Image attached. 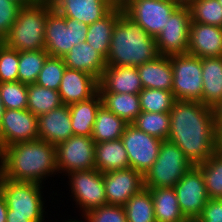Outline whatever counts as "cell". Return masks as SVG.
I'll return each mask as SVG.
<instances>
[{
    "mask_svg": "<svg viewBox=\"0 0 222 222\" xmlns=\"http://www.w3.org/2000/svg\"><path fill=\"white\" fill-rule=\"evenodd\" d=\"M168 139L197 165L205 162L221 146L214 110L200 101L176 100L170 110Z\"/></svg>",
    "mask_w": 222,
    "mask_h": 222,
    "instance_id": "cell-1",
    "label": "cell"
},
{
    "mask_svg": "<svg viewBox=\"0 0 222 222\" xmlns=\"http://www.w3.org/2000/svg\"><path fill=\"white\" fill-rule=\"evenodd\" d=\"M57 170L56 146L42 139L19 142L0 151V175L41 184Z\"/></svg>",
    "mask_w": 222,
    "mask_h": 222,
    "instance_id": "cell-2",
    "label": "cell"
},
{
    "mask_svg": "<svg viewBox=\"0 0 222 222\" xmlns=\"http://www.w3.org/2000/svg\"><path fill=\"white\" fill-rule=\"evenodd\" d=\"M157 56L155 38L123 12L114 26L107 65L138 67Z\"/></svg>",
    "mask_w": 222,
    "mask_h": 222,
    "instance_id": "cell-3",
    "label": "cell"
},
{
    "mask_svg": "<svg viewBox=\"0 0 222 222\" xmlns=\"http://www.w3.org/2000/svg\"><path fill=\"white\" fill-rule=\"evenodd\" d=\"M50 7L49 0L23 5L2 42L19 52L45 50V24Z\"/></svg>",
    "mask_w": 222,
    "mask_h": 222,
    "instance_id": "cell-4",
    "label": "cell"
},
{
    "mask_svg": "<svg viewBox=\"0 0 222 222\" xmlns=\"http://www.w3.org/2000/svg\"><path fill=\"white\" fill-rule=\"evenodd\" d=\"M193 166L176 144L163 140L156 161L143 175L144 188H172Z\"/></svg>",
    "mask_w": 222,
    "mask_h": 222,
    "instance_id": "cell-5",
    "label": "cell"
},
{
    "mask_svg": "<svg viewBox=\"0 0 222 222\" xmlns=\"http://www.w3.org/2000/svg\"><path fill=\"white\" fill-rule=\"evenodd\" d=\"M42 184L14 181L0 175V191L7 204V215L29 217L34 222H44Z\"/></svg>",
    "mask_w": 222,
    "mask_h": 222,
    "instance_id": "cell-6",
    "label": "cell"
},
{
    "mask_svg": "<svg viewBox=\"0 0 222 222\" xmlns=\"http://www.w3.org/2000/svg\"><path fill=\"white\" fill-rule=\"evenodd\" d=\"M88 26L64 17L51 6L45 24V50L49 56L63 57L74 45L86 42Z\"/></svg>",
    "mask_w": 222,
    "mask_h": 222,
    "instance_id": "cell-7",
    "label": "cell"
},
{
    "mask_svg": "<svg viewBox=\"0 0 222 222\" xmlns=\"http://www.w3.org/2000/svg\"><path fill=\"white\" fill-rule=\"evenodd\" d=\"M173 70L172 92L176 100L202 103L201 58L189 53L170 56Z\"/></svg>",
    "mask_w": 222,
    "mask_h": 222,
    "instance_id": "cell-8",
    "label": "cell"
},
{
    "mask_svg": "<svg viewBox=\"0 0 222 222\" xmlns=\"http://www.w3.org/2000/svg\"><path fill=\"white\" fill-rule=\"evenodd\" d=\"M116 5L121 6L128 17L154 38L178 8L171 0H116Z\"/></svg>",
    "mask_w": 222,
    "mask_h": 222,
    "instance_id": "cell-9",
    "label": "cell"
},
{
    "mask_svg": "<svg viewBox=\"0 0 222 222\" xmlns=\"http://www.w3.org/2000/svg\"><path fill=\"white\" fill-rule=\"evenodd\" d=\"M70 178L71 193L82 210L87 212L107 205L103 173L95 169L78 170L67 174Z\"/></svg>",
    "mask_w": 222,
    "mask_h": 222,
    "instance_id": "cell-10",
    "label": "cell"
},
{
    "mask_svg": "<svg viewBox=\"0 0 222 222\" xmlns=\"http://www.w3.org/2000/svg\"><path fill=\"white\" fill-rule=\"evenodd\" d=\"M121 141L128 154L129 167L144 175L156 161L162 140L128 124Z\"/></svg>",
    "mask_w": 222,
    "mask_h": 222,
    "instance_id": "cell-11",
    "label": "cell"
},
{
    "mask_svg": "<svg viewBox=\"0 0 222 222\" xmlns=\"http://www.w3.org/2000/svg\"><path fill=\"white\" fill-rule=\"evenodd\" d=\"M95 145L96 143L91 137L79 135H72L67 140L57 144L58 173L62 171L67 174L78 170L95 169Z\"/></svg>",
    "mask_w": 222,
    "mask_h": 222,
    "instance_id": "cell-12",
    "label": "cell"
},
{
    "mask_svg": "<svg viewBox=\"0 0 222 222\" xmlns=\"http://www.w3.org/2000/svg\"><path fill=\"white\" fill-rule=\"evenodd\" d=\"M189 8L178 7L168 18L155 41L159 55L173 56L188 52L191 25Z\"/></svg>",
    "mask_w": 222,
    "mask_h": 222,
    "instance_id": "cell-13",
    "label": "cell"
},
{
    "mask_svg": "<svg viewBox=\"0 0 222 222\" xmlns=\"http://www.w3.org/2000/svg\"><path fill=\"white\" fill-rule=\"evenodd\" d=\"M173 188L183 215L194 222L209 200L201 171L194 165Z\"/></svg>",
    "mask_w": 222,
    "mask_h": 222,
    "instance_id": "cell-14",
    "label": "cell"
},
{
    "mask_svg": "<svg viewBox=\"0 0 222 222\" xmlns=\"http://www.w3.org/2000/svg\"><path fill=\"white\" fill-rule=\"evenodd\" d=\"M36 139H39L36 115L27 109H5L0 122V151Z\"/></svg>",
    "mask_w": 222,
    "mask_h": 222,
    "instance_id": "cell-15",
    "label": "cell"
},
{
    "mask_svg": "<svg viewBox=\"0 0 222 222\" xmlns=\"http://www.w3.org/2000/svg\"><path fill=\"white\" fill-rule=\"evenodd\" d=\"M103 181L109 205L124 206L131 196L144 188L143 174L130 167L104 173Z\"/></svg>",
    "mask_w": 222,
    "mask_h": 222,
    "instance_id": "cell-16",
    "label": "cell"
},
{
    "mask_svg": "<svg viewBox=\"0 0 222 222\" xmlns=\"http://www.w3.org/2000/svg\"><path fill=\"white\" fill-rule=\"evenodd\" d=\"M52 8L67 18L85 24H93L106 16L116 0H49Z\"/></svg>",
    "mask_w": 222,
    "mask_h": 222,
    "instance_id": "cell-17",
    "label": "cell"
},
{
    "mask_svg": "<svg viewBox=\"0 0 222 222\" xmlns=\"http://www.w3.org/2000/svg\"><path fill=\"white\" fill-rule=\"evenodd\" d=\"M99 93L139 94L143 89L137 67L106 65L99 81Z\"/></svg>",
    "mask_w": 222,
    "mask_h": 222,
    "instance_id": "cell-18",
    "label": "cell"
},
{
    "mask_svg": "<svg viewBox=\"0 0 222 222\" xmlns=\"http://www.w3.org/2000/svg\"><path fill=\"white\" fill-rule=\"evenodd\" d=\"M98 86L94 76L66 68L58 92L62 103L70 105L93 97L98 92Z\"/></svg>",
    "mask_w": 222,
    "mask_h": 222,
    "instance_id": "cell-19",
    "label": "cell"
},
{
    "mask_svg": "<svg viewBox=\"0 0 222 222\" xmlns=\"http://www.w3.org/2000/svg\"><path fill=\"white\" fill-rule=\"evenodd\" d=\"M187 53L199 58L222 57V27L191 22Z\"/></svg>",
    "mask_w": 222,
    "mask_h": 222,
    "instance_id": "cell-20",
    "label": "cell"
},
{
    "mask_svg": "<svg viewBox=\"0 0 222 222\" xmlns=\"http://www.w3.org/2000/svg\"><path fill=\"white\" fill-rule=\"evenodd\" d=\"M39 139L57 145L73 135L68 105H61L54 110L37 117Z\"/></svg>",
    "mask_w": 222,
    "mask_h": 222,
    "instance_id": "cell-21",
    "label": "cell"
},
{
    "mask_svg": "<svg viewBox=\"0 0 222 222\" xmlns=\"http://www.w3.org/2000/svg\"><path fill=\"white\" fill-rule=\"evenodd\" d=\"M66 68L86 72L98 81L106 68V58L87 42H81L63 56Z\"/></svg>",
    "mask_w": 222,
    "mask_h": 222,
    "instance_id": "cell-22",
    "label": "cell"
},
{
    "mask_svg": "<svg viewBox=\"0 0 222 222\" xmlns=\"http://www.w3.org/2000/svg\"><path fill=\"white\" fill-rule=\"evenodd\" d=\"M143 88L172 91L173 70L170 56L159 55L137 67Z\"/></svg>",
    "mask_w": 222,
    "mask_h": 222,
    "instance_id": "cell-23",
    "label": "cell"
},
{
    "mask_svg": "<svg viewBox=\"0 0 222 222\" xmlns=\"http://www.w3.org/2000/svg\"><path fill=\"white\" fill-rule=\"evenodd\" d=\"M202 104L215 108L222 102V57L201 58Z\"/></svg>",
    "mask_w": 222,
    "mask_h": 222,
    "instance_id": "cell-24",
    "label": "cell"
},
{
    "mask_svg": "<svg viewBox=\"0 0 222 222\" xmlns=\"http://www.w3.org/2000/svg\"><path fill=\"white\" fill-rule=\"evenodd\" d=\"M68 106L73 135L91 137L97 112L102 106V99L99 92L87 100Z\"/></svg>",
    "mask_w": 222,
    "mask_h": 222,
    "instance_id": "cell-25",
    "label": "cell"
},
{
    "mask_svg": "<svg viewBox=\"0 0 222 222\" xmlns=\"http://www.w3.org/2000/svg\"><path fill=\"white\" fill-rule=\"evenodd\" d=\"M95 168L103 174L129 168L128 154L121 138L96 143Z\"/></svg>",
    "mask_w": 222,
    "mask_h": 222,
    "instance_id": "cell-26",
    "label": "cell"
},
{
    "mask_svg": "<svg viewBox=\"0 0 222 222\" xmlns=\"http://www.w3.org/2000/svg\"><path fill=\"white\" fill-rule=\"evenodd\" d=\"M123 12V8L116 5L106 16L88 26L86 42L105 58L108 56L114 26Z\"/></svg>",
    "mask_w": 222,
    "mask_h": 222,
    "instance_id": "cell-27",
    "label": "cell"
},
{
    "mask_svg": "<svg viewBox=\"0 0 222 222\" xmlns=\"http://www.w3.org/2000/svg\"><path fill=\"white\" fill-rule=\"evenodd\" d=\"M147 189L153 200L156 222H190L180 209L173 187Z\"/></svg>",
    "mask_w": 222,
    "mask_h": 222,
    "instance_id": "cell-28",
    "label": "cell"
},
{
    "mask_svg": "<svg viewBox=\"0 0 222 222\" xmlns=\"http://www.w3.org/2000/svg\"><path fill=\"white\" fill-rule=\"evenodd\" d=\"M128 124L102 105L97 112L91 138L95 143L120 139Z\"/></svg>",
    "mask_w": 222,
    "mask_h": 222,
    "instance_id": "cell-29",
    "label": "cell"
},
{
    "mask_svg": "<svg viewBox=\"0 0 222 222\" xmlns=\"http://www.w3.org/2000/svg\"><path fill=\"white\" fill-rule=\"evenodd\" d=\"M102 105L109 111L123 118L127 123L141 113L139 94L130 93H99Z\"/></svg>",
    "mask_w": 222,
    "mask_h": 222,
    "instance_id": "cell-30",
    "label": "cell"
},
{
    "mask_svg": "<svg viewBox=\"0 0 222 222\" xmlns=\"http://www.w3.org/2000/svg\"><path fill=\"white\" fill-rule=\"evenodd\" d=\"M27 110L39 117L63 105L57 90L43 86L27 84Z\"/></svg>",
    "mask_w": 222,
    "mask_h": 222,
    "instance_id": "cell-31",
    "label": "cell"
},
{
    "mask_svg": "<svg viewBox=\"0 0 222 222\" xmlns=\"http://www.w3.org/2000/svg\"><path fill=\"white\" fill-rule=\"evenodd\" d=\"M195 166L203 175L208 197L222 199V146L205 162Z\"/></svg>",
    "mask_w": 222,
    "mask_h": 222,
    "instance_id": "cell-32",
    "label": "cell"
},
{
    "mask_svg": "<svg viewBox=\"0 0 222 222\" xmlns=\"http://www.w3.org/2000/svg\"><path fill=\"white\" fill-rule=\"evenodd\" d=\"M123 207L127 222H156L153 200L147 188L131 196Z\"/></svg>",
    "mask_w": 222,
    "mask_h": 222,
    "instance_id": "cell-33",
    "label": "cell"
},
{
    "mask_svg": "<svg viewBox=\"0 0 222 222\" xmlns=\"http://www.w3.org/2000/svg\"><path fill=\"white\" fill-rule=\"evenodd\" d=\"M131 124L135 128L162 141L167 140L170 131V113L141 111Z\"/></svg>",
    "mask_w": 222,
    "mask_h": 222,
    "instance_id": "cell-34",
    "label": "cell"
},
{
    "mask_svg": "<svg viewBox=\"0 0 222 222\" xmlns=\"http://www.w3.org/2000/svg\"><path fill=\"white\" fill-rule=\"evenodd\" d=\"M48 56L46 50L19 52L18 81L24 84L35 83Z\"/></svg>",
    "mask_w": 222,
    "mask_h": 222,
    "instance_id": "cell-35",
    "label": "cell"
},
{
    "mask_svg": "<svg viewBox=\"0 0 222 222\" xmlns=\"http://www.w3.org/2000/svg\"><path fill=\"white\" fill-rule=\"evenodd\" d=\"M141 111L170 112L176 99L172 91L143 88L139 93Z\"/></svg>",
    "mask_w": 222,
    "mask_h": 222,
    "instance_id": "cell-36",
    "label": "cell"
},
{
    "mask_svg": "<svg viewBox=\"0 0 222 222\" xmlns=\"http://www.w3.org/2000/svg\"><path fill=\"white\" fill-rule=\"evenodd\" d=\"M189 11L192 22L222 27V6L218 0H195Z\"/></svg>",
    "mask_w": 222,
    "mask_h": 222,
    "instance_id": "cell-37",
    "label": "cell"
},
{
    "mask_svg": "<svg viewBox=\"0 0 222 222\" xmlns=\"http://www.w3.org/2000/svg\"><path fill=\"white\" fill-rule=\"evenodd\" d=\"M65 69L63 57L48 56L35 84L58 91Z\"/></svg>",
    "mask_w": 222,
    "mask_h": 222,
    "instance_id": "cell-38",
    "label": "cell"
},
{
    "mask_svg": "<svg viewBox=\"0 0 222 222\" xmlns=\"http://www.w3.org/2000/svg\"><path fill=\"white\" fill-rule=\"evenodd\" d=\"M27 84L16 82L0 83V97L5 109H27Z\"/></svg>",
    "mask_w": 222,
    "mask_h": 222,
    "instance_id": "cell-39",
    "label": "cell"
},
{
    "mask_svg": "<svg viewBox=\"0 0 222 222\" xmlns=\"http://www.w3.org/2000/svg\"><path fill=\"white\" fill-rule=\"evenodd\" d=\"M19 51L0 42V83L18 81Z\"/></svg>",
    "mask_w": 222,
    "mask_h": 222,
    "instance_id": "cell-40",
    "label": "cell"
},
{
    "mask_svg": "<svg viewBox=\"0 0 222 222\" xmlns=\"http://www.w3.org/2000/svg\"><path fill=\"white\" fill-rule=\"evenodd\" d=\"M86 222H127L123 206L103 205L84 214Z\"/></svg>",
    "mask_w": 222,
    "mask_h": 222,
    "instance_id": "cell-41",
    "label": "cell"
},
{
    "mask_svg": "<svg viewBox=\"0 0 222 222\" xmlns=\"http://www.w3.org/2000/svg\"><path fill=\"white\" fill-rule=\"evenodd\" d=\"M22 6L16 0H0V42L8 35Z\"/></svg>",
    "mask_w": 222,
    "mask_h": 222,
    "instance_id": "cell-42",
    "label": "cell"
},
{
    "mask_svg": "<svg viewBox=\"0 0 222 222\" xmlns=\"http://www.w3.org/2000/svg\"><path fill=\"white\" fill-rule=\"evenodd\" d=\"M194 222H222V199L209 198L206 206Z\"/></svg>",
    "mask_w": 222,
    "mask_h": 222,
    "instance_id": "cell-43",
    "label": "cell"
},
{
    "mask_svg": "<svg viewBox=\"0 0 222 222\" xmlns=\"http://www.w3.org/2000/svg\"><path fill=\"white\" fill-rule=\"evenodd\" d=\"M213 110L218 137L222 143V102L219 103Z\"/></svg>",
    "mask_w": 222,
    "mask_h": 222,
    "instance_id": "cell-44",
    "label": "cell"
},
{
    "mask_svg": "<svg viewBox=\"0 0 222 222\" xmlns=\"http://www.w3.org/2000/svg\"><path fill=\"white\" fill-rule=\"evenodd\" d=\"M7 211L8 208L6 200L4 198V195L0 191V222H6Z\"/></svg>",
    "mask_w": 222,
    "mask_h": 222,
    "instance_id": "cell-45",
    "label": "cell"
},
{
    "mask_svg": "<svg viewBox=\"0 0 222 222\" xmlns=\"http://www.w3.org/2000/svg\"><path fill=\"white\" fill-rule=\"evenodd\" d=\"M6 222H34V221L29 220V217L7 215Z\"/></svg>",
    "mask_w": 222,
    "mask_h": 222,
    "instance_id": "cell-46",
    "label": "cell"
},
{
    "mask_svg": "<svg viewBox=\"0 0 222 222\" xmlns=\"http://www.w3.org/2000/svg\"><path fill=\"white\" fill-rule=\"evenodd\" d=\"M180 8H189L195 0H171Z\"/></svg>",
    "mask_w": 222,
    "mask_h": 222,
    "instance_id": "cell-47",
    "label": "cell"
},
{
    "mask_svg": "<svg viewBox=\"0 0 222 222\" xmlns=\"http://www.w3.org/2000/svg\"><path fill=\"white\" fill-rule=\"evenodd\" d=\"M16 1L22 5H32L34 3H38L41 0H16Z\"/></svg>",
    "mask_w": 222,
    "mask_h": 222,
    "instance_id": "cell-48",
    "label": "cell"
},
{
    "mask_svg": "<svg viewBox=\"0 0 222 222\" xmlns=\"http://www.w3.org/2000/svg\"><path fill=\"white\" fill-rule=\"evenodd\" d=\"M4 111H5V108H4L3 104H2L1 97H0V122H1V118H2V116L4 114Z\"/></svg>",
    "mask_w": 222,
    "mask_h": 222,
    "instance_id": "cell-49",
    "label": "cell"
},
{
    "mask_svg": "<svg viewBox=\"0 0 222 222\" xmlns=\"http://www.w3.org/2000/svg\"><path fill=\"white\" fill-rule=\"evenodd\" d=\"M69 220H70V221H69ZM69 220H68V221H67V220H65V221H63V222H83V221H80V220L78 221V220H75V219H74V220L69 219Z\"/></svg>",
    "mask_w": 222,
    "mask_h": 222,
    "instance_id": "cell-50",
    "label": "cell"
},
{
    "mask_svg": "<svg viewBox=\"0 0 222 222\" xmlns=\"http://www.w3.org/2000/svg\"><path fill=\"white\" fill-rule=\"evenodd\" d=\"M219 1V4L222 6V0H218Z\"/></svg>",
    "mask_w": 222,
    "mask_h": 222,
    "instance_id": "cell-51",
    "label": "cell"
}]
</instances>
